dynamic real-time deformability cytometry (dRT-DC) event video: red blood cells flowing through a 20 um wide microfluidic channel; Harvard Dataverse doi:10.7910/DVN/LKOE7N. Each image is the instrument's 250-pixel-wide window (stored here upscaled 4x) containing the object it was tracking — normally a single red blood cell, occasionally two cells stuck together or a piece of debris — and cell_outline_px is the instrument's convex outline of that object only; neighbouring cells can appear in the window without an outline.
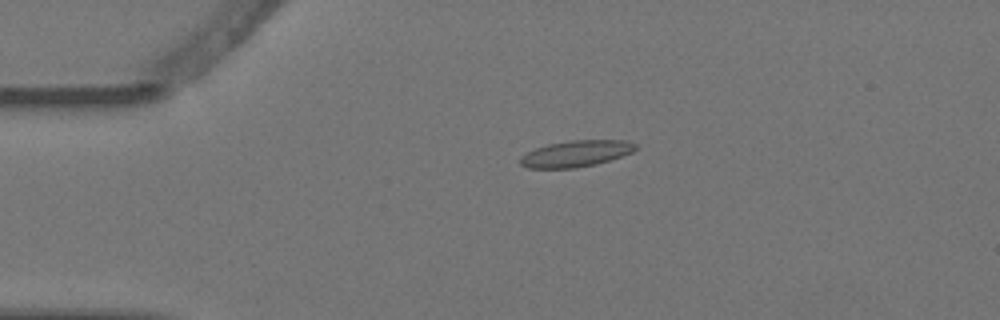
{"species": "Egyptian fruit bat (a non-hibernating species)", "species_latin": "Rousettus aegyptiacus", "temperature_condition": "warm", "stored_images_in_passage": 4, "camera_frame_rate_fps": 3000, "um_per_image_px": 0.085, "animal": {"sex": "female"}, "frame": {"image": 1, "passage_image": 4, "time_ms": 1.0, "image_size_px": [1000, 320], "cell_outline_px": [[636, 148], [632, 152], [596, 164], [576, 168], [528, 168], [520, 164], [520, 156], [536, 148], [548, 144], [572, 140], [628, 140], [636, 144]], "centroid_in_image_um": [48.95, 13.05], "position_along_channel_um": 36.1, "area_um2": 17.57}}